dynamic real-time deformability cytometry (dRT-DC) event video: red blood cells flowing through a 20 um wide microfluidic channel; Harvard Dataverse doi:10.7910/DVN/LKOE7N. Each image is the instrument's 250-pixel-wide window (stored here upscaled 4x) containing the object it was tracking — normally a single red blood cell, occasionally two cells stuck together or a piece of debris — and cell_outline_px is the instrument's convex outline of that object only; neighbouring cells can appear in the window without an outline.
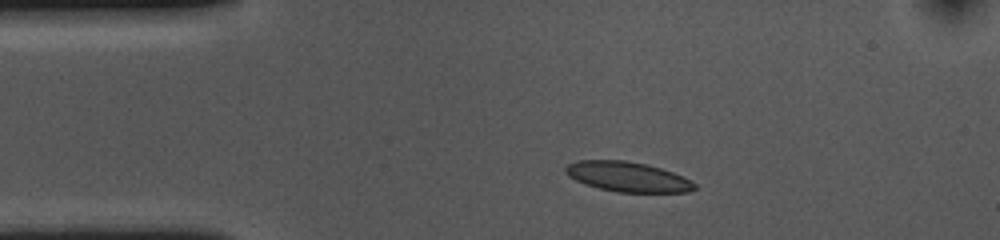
{"species": "common noctule bat (a hibernating species)", "species_latin": "Nyctalus noctula", "temperature_condition": "cold", "stored_images_in_passage": 36, "camera_frame_rate_fps": 3000, "um_per_image_px": 0.085, "animal": {"sex": "female", "body_mass_g": 10.0, "forearm_length_mm": 53.1}, "frame": {"image": 1, "passage_image": 1, "time_ms": 0.0, "image_size_px": [1000, 240], "cell_outline_px": [[696, 188], [688, 192], [616, 192], [584, 184], [568, 176], [564, 172], [564, 168], [568, 164], [576, 160], [624, 160], [644, 164], [660, 168], [684, 176], [696, 184]], "centroid_in_image_um": [53.32, 15.02], "position_along_channel_um": 31.7, "area_um2": 22.48}}
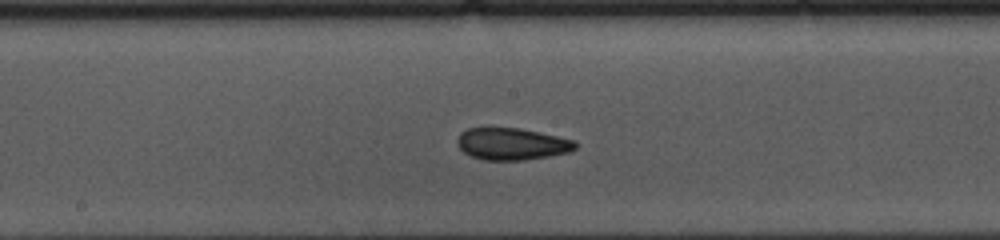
{"frame": {"image": 2, "passage_image": 18, "time_ms": 5.667, "image_size_px": [1000, 240], "cell_outline_px": [[576, 148], [568, 152], [548, 156], [524, 160], [484, 160], [472, 156], [464, 152], [456, 144], [456, 140], [460, 132], [468, 128], [484, 124], [520, 128], [576, 140]], "centroid_in_image_um": [43.43, 12.18], "position_along_channel_um": 204.8, "area_um2": 22.72}}
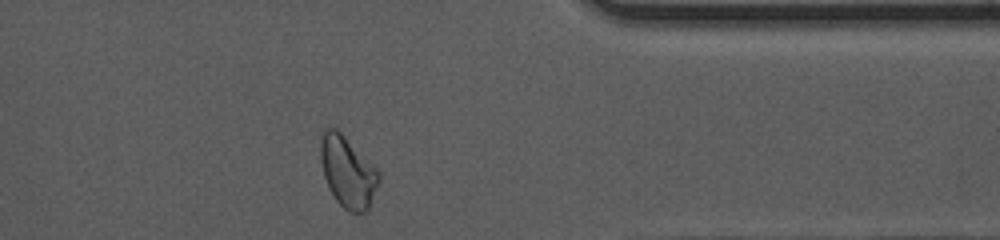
{"frame": {"image": 3, "passage_image": 34, "time_ms": 11.0, "image_size_px": [1000, 240], "cell_outline_px": [[380, 180], [368, 208], [364, 212], [348, 212], [336, 200], [324, 176], [320, 160], [320, 140], [324, 128], [328, 124], [336, 128], [380, 172]], "centroid_in_image_um": [29.53, 14.57], "position_along_channel_um": 381.9, "area_um2": 23.93}, "authors_computed_cell_mechanics": {"area_um2": 22.4842, "velocity_mm_per_s": 3.6369, "shape_relaxation_time_tau1_ms": 9.6563, "shape_relaxation_time_tau2_ms": 4.0996, "deformation_change_tau1": 0.1727, "deformation_change_tau2": 0.0911}}